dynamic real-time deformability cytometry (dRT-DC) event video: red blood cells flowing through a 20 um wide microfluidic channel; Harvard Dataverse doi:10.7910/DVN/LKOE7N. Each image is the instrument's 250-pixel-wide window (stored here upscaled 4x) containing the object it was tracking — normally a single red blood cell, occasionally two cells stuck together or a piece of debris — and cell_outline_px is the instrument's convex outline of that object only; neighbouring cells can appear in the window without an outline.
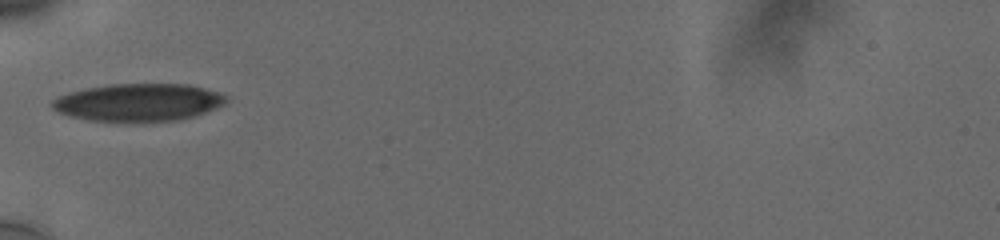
{"species": "human", "species_latin": "Homo sapiens", "temperature_condition": "cold", "stored_images_in_passage": 12, "camera_frame_rate_fps": 3000, "um_per_image_px": 0.085, "donor": {"sex": "male"}, "frame": {"image": 1, "passage_image": 1, "time_ms": 0.0, "image_size_px": [1000, 240], "cell_outline_px": [[228, 100], [224, 104], [216, 108], [196, 116], [172, 120], [88, 120], [72, 116], [60, 112], [52, 108], [52, 100], [68, 92], [108, 84], [188, 84], [220, 92], [228, 96]], "centroid_in_image_um": [11.82, 8.67], "position_along_channel_um": 73.2, "area_um2": 37.57}}
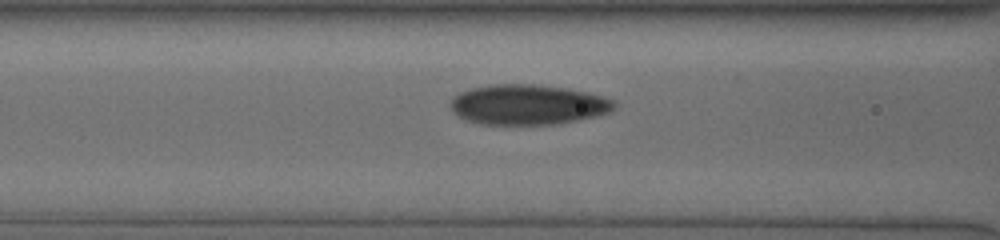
{"frame": {"image": 2, "passage_image": 9, "time_ms": 1.333, "image_size_px": [1000, 240], "cell_outline_px": [[616, 108], [612, 112], [600, 116], [560, 124], [480, 124], [468, 120], [452, 112], [448, 104], [452, 96], [460, 92], [472, 88], [488, 84], [536, 84], [568, 88], [588, 92], [604, 96], [616, 100]], "centroid_in_image_um": [44.92, 8.89], "position_along_channel_um": 121.7, "area_um2": 39.07}}